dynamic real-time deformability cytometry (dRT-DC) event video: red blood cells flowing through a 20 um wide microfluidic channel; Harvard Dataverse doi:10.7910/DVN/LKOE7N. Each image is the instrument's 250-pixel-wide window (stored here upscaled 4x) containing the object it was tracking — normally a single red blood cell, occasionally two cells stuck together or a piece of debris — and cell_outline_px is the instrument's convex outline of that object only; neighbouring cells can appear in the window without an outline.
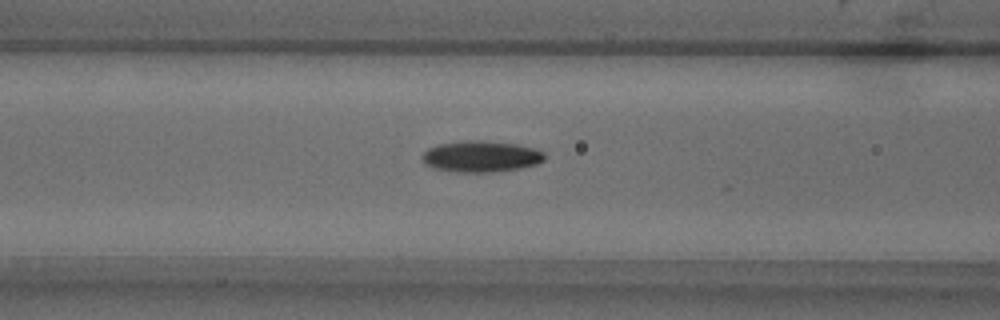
{"species": "common noctule bat (a hibernating species)", "species_latin": "Nyctalus noctula", "temperature_condition": "warm", "stored_images_in_passage": 51, "camera_frame_rate_fps": 3000, "um_per_image_px": 0.085, "animal": {"sex": "male", "body_mass_g": 18.8}, "frame": {"image": 1, "passage_image": 19, "time_ms": 6.0, "image_size_px": [1000, 320], "cell_outline_px": [[544, 160], [536, 164], [520, 168], [488, 172], [456, 172], [432, 168], [424, 164], [420, 156], [428, 148], [440, 144], [464, 140], [484, 140], [516, 144], [532, 148], [544, 152]], "centroid_in_image_um": [40.83, 13.29], "position_along_channel_um": 125.8, "area_um2": 22.31}}
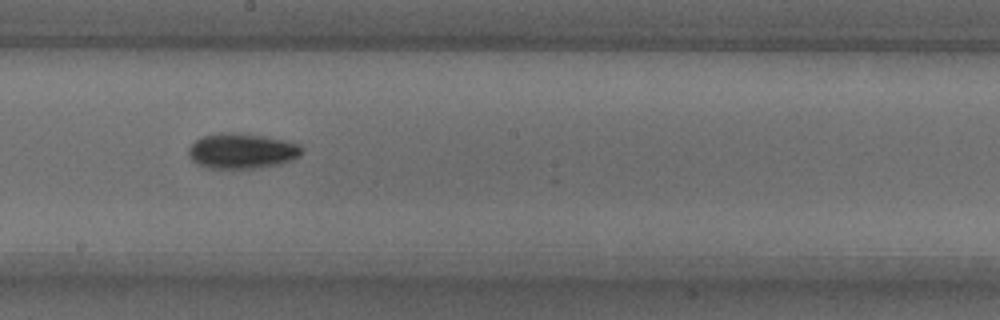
{"frame": {"image": 2, "passage_image": 27, "time_ms": 8.667, "image_size_px": [1000, 320], "cell_outline_px": [[304, 148], [300, 156], [292, 160], [280, 164], [256, 168], [208, 168], [196, 164], [188, 156], [188, 148], [196, 140], [204, 136], [220, 132], [240, 132], [288, 140], [300, 144]], "centroid_in_image_um": [20.59, 12.82], "position_along_channel_um": 227.6, "area_um2": 23.7}}
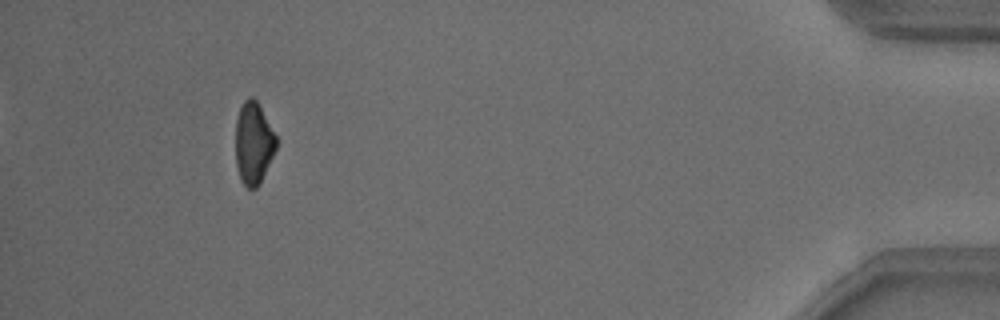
{"frame": {"image": 3, "passage_image": 47, "time_ms": 15.333, "image_size_px": [1000, 320], "cell_outline_px": [[276, 148], [260, 184], [256, 188], [248, 188], [240, 180], [236, 164], [236, 120], [240, 108], [244, 100], [248, 96], [252, 96], [256, 100], [276, 136]], "centroid_in_image_um": [21.53, 12.18], "position_along_channel_um": 413.7, "area_um2": 19.25}, "authors_computed_cell_mechanics": {"area_um2": 20.7502, "velocity_mm_per_s": 3.8222, "shape_relaxation_time_tau1_ms": 3.6447, "shape_relaxation_time_tau2_ms": 4.9451, "deformation_change_tau1": 0.1363, "deformation_change_tau2": 0.1027}}